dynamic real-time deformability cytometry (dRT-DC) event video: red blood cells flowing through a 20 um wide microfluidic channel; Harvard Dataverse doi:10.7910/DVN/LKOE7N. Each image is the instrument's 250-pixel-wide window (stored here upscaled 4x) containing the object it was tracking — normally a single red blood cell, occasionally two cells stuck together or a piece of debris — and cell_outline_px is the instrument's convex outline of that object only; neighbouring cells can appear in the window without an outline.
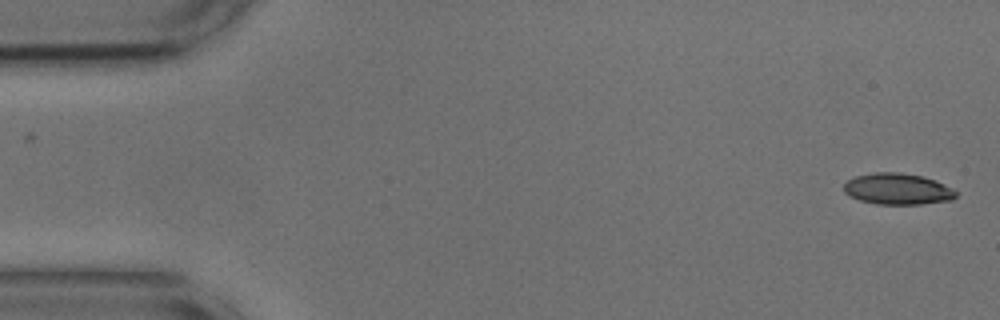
{"species": "common noctule bat (a hibernating species)", "species_latin": "Nyctalus noctula", "temperature_condition": "cold", "stored_images_in_passage": 47, "camera_frame_rate_fps": 3000, "um_per_image_px": 0.085, "animal": {"sex": "male", "body_mass_g": 17.9, "forearm_length_mm": 54.2}, "frame": {"image": 1, "passage_image": 1, "time_ms": 0.0, "image_size_px": [1000, 320], "cell_outline_px": [[956, 196], [952, 200], [920, 204], [876, 204], [860, 200], [848, 196], [844, 192], [844, 184], [848, 180], [856, 176], [876, 172], [900, 172], [924, 176], [936, 180], [952, 188], [956, 192]], "centroid_in_image_um": [76.3, 16.06], "position_along_channel_um": 8.7, "area_um2": 20.52}}
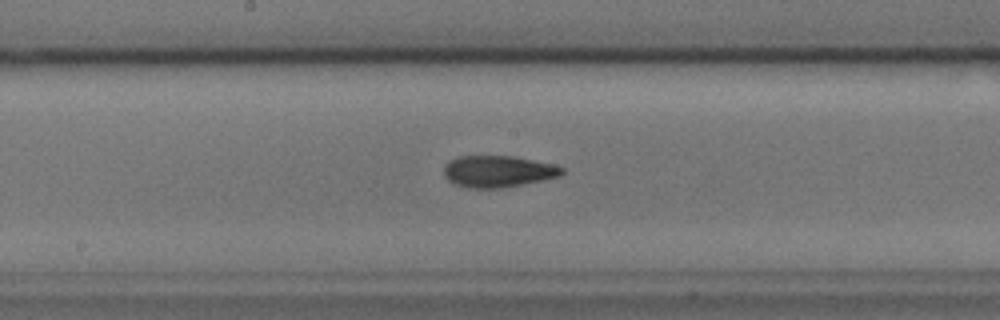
{"frame": {"image": 2, "passage_image": 27, "time_ms": 8.667, "image_size_px": [1000, 320], "cell_outline_px": [[564, 172], [560, 176], [504, 188], [468, 188], [456, 184], [448, 180], [444, 176], [444, 168], [448, 160], [456, 156], [516, 156], [552, 164], [564, 168]], "centroid_in_image_um": [42.31, 14.56], "position_along_channel_um": 205.9, "area_um2": 21.85}}
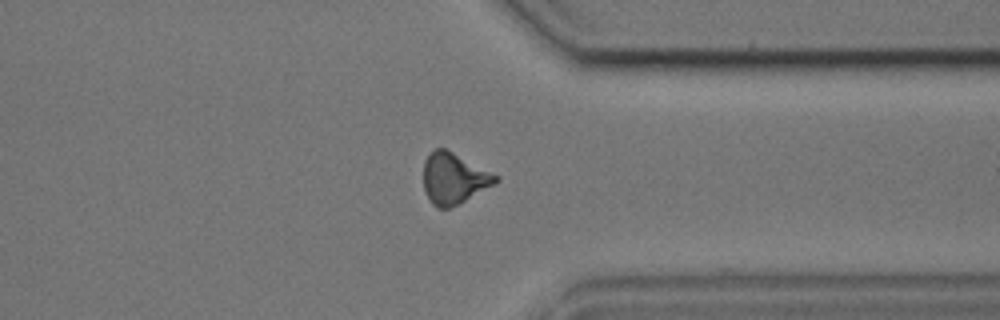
{"frame": {"image": 3, "passage_image": 41, "time_ms": 13.333, "image_size_px": [1000, 320], "cell_outline_px": [[500, 180], [464, 200], [448, 208], [436, 208], [432, 204], [424, 192], [424, 160], [436, 148], [444, 148], [500, 176]], "centroid_in_image_um": [38.55, 15.16], "position_along_channel_um": 372.9, "area_um2": 20.98}, "authors_computed_cell_mechanics": {"area_um2": 21.097, "velocity_mm_per_s": 3.6691, "shape_relaxation_time_tau1_ms": 6.8198, "shape_relaxation_time_tau2_ms": 3.75, "deformation_change_tau1": 0.1655, "deformation_change_tau2": 0.1131}}